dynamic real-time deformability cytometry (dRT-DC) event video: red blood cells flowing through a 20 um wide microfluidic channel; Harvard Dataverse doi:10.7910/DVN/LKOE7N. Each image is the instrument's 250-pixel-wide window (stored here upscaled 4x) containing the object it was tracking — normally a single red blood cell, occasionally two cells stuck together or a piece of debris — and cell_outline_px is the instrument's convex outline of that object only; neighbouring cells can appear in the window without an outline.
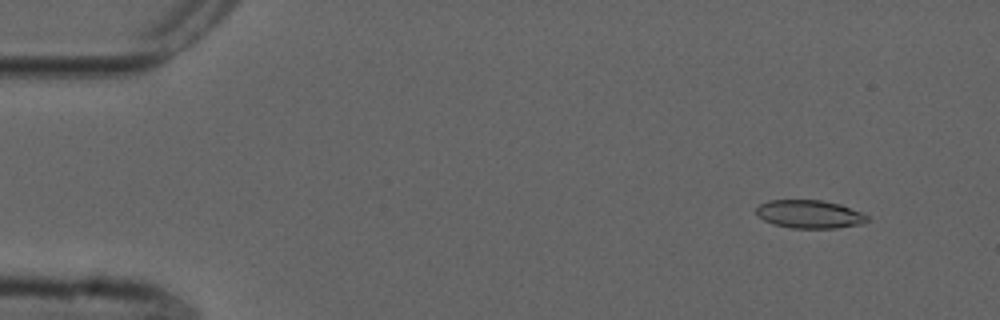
{"species": "common noctule bat (a hibernating species)", "species_latin": "Nyctalus noctula", "temperature_condition": "cold", "stored_images_in_passage": 54, "camera_frame_rate_fps": 3000, "um_per_image_px": 0.085, "animal": {"sex": "male", "forearm_length_mm": 52.5}, "frame": {"image": 1, "passage_image": 5, "time_ms": 1.333, "image_size_px": [1000, 320], "cell_outline_px": [[868, 220], [864, 224], [836, 228], [792, 228], [772, 224], [764, 220], [756, 212], [756, 208], [760, 204], [768, 200], [824, 200], [840, 204], [860, 212], [868, 216]], "centroid_in_image_um": [68.82, 18.21], "position_along_channel_um": 16.2, "area_um2": 18.26}}
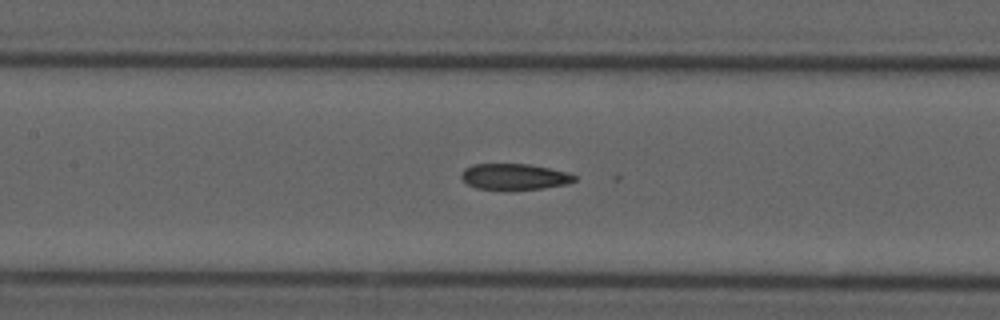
{"frame": {"image": 2, "passage_image": 25, "time_ms": 8.0, "image_size_px": [1000, 320], "cell_outline_px": [[576, 180], [568, 184], [544, 188], [476, 188], [468, 184], [460, 176], [464, 168], [472, 164], [528, 164], [568, 172], [576, 176]], "centroid_in_image_um": [43.74, 14.99], "position_along_channel_um": 163.7, "area_um2": 16.76}}
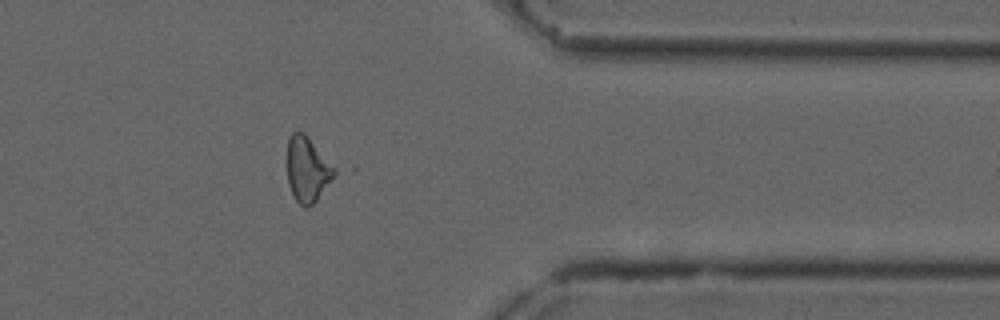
{"frame": {"image": 3, "passage_image": 44, "time_ms": 14.333, "image_size_px": [1000, 320], "cell_outline_px": [[340, 172], [316, 200], [308, 208], [304, 208], [296, 200], [288, 184], [288, 140], [292, 132], [304, 132]], "centroid_in_image_um": [26.18, 14.41], "position_along_channel_um": 385.2, "area_um2": 18.03}, "authors_computed_cell_mechanics": {"area_um2": 18.2648, "velocity_mm_per_s": 3.7447, "shape_relaxation_time_tau1_ms": null, "shape_relaxation_time_tau2_ms": 8.5755, "deformation_change_tau1": null, "deformation_change_tau2": 0.1436}}